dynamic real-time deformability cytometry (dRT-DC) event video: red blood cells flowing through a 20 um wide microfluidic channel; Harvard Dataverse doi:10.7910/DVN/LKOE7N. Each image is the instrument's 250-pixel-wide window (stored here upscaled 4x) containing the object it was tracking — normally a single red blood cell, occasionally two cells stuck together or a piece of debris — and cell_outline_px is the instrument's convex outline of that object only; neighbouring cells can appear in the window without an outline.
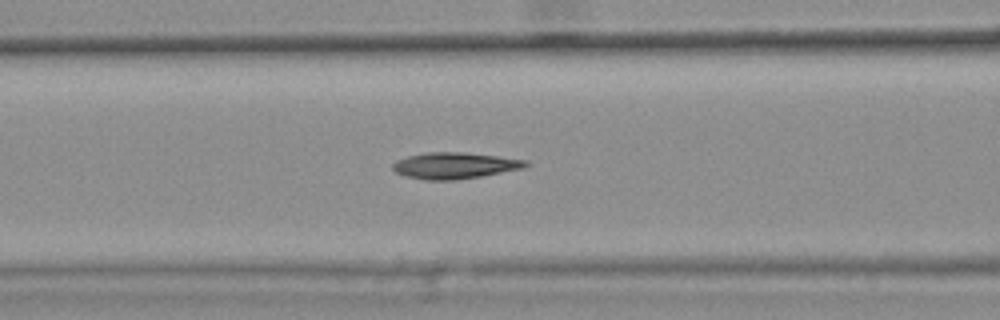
{"species": "common noctule bat (a hibernating species)", "species_latin": "Nyctalus noctula", "temperature_condition": "warm", "stored_images_in_passage": 37, "camera_frame_rate_fps": 3000, "um_per_image_px": 0.085, "animal": {"sex": "female", "body_mass_g": 25.1}, "frame": {"image": 1, "passage_image": 16, "time_ms": 5.0, "image_size_px": [1000, 320], "cell_outline_px": [[528, 164], [524, 168], [480, 176], [456, 180], [424, 180], [408, 176], [396, 172], [392, 168], [392, 164], [396, 160], [408, 156], [428, 152], [464, 152], [528, 160]], "centroid_in_image_um": [38.64, 14.07], "position_along_channel_um": 128.0, "area_um2": 20.23}, "authors_computed_cell_mechanics": {"area_um2": 19.7098, "velocity_mm_per_s": 3.7055, "shape_relaxation_time_tau1_ms": null, "shape_relaxation_time_tau2_ms": 6.5898, "deformation_change_tau1": null, "deformation_change_tau2": 0.1438}}